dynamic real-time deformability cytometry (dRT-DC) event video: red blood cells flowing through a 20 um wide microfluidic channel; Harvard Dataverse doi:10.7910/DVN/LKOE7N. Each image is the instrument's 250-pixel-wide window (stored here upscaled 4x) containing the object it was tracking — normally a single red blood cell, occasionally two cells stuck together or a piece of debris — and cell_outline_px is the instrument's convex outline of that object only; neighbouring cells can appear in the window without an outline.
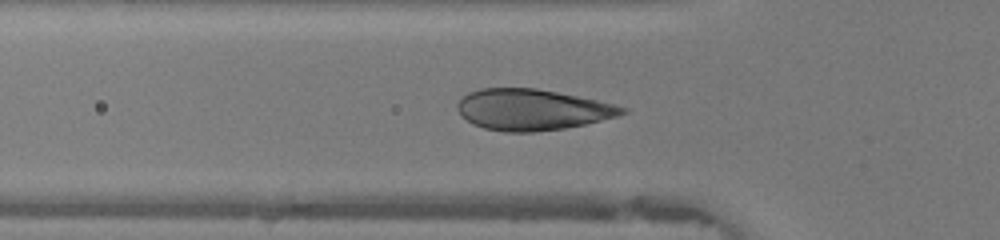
{"species": "human", "species_latin": "Homo sapiens", "temperature_condition": "warm", "stored_images_in_passage": 35, "camera_frame_rate_fps": 3000, "um_per_image_px": 0.085, "donor": {"sex": "female"}, "frame": {"image": 1, "passage_image": 4, "time_ms": 1.0, "image_size_px": [1000, 240], "cell_outline_px": [[628, 112], [620, 116], [584, 124], [564, 128], [536, 132], [504, 132], [484, 128], [472, 124], [460, 116], [456, 108], [456, 104], [468, 92], [480, 88], [536, 88], [596, 100], [628, 108]], "centroid_in_image_um": [45.2, 9.33], "position_along_channel_um": 80.6, "area_um2": 39.48}}
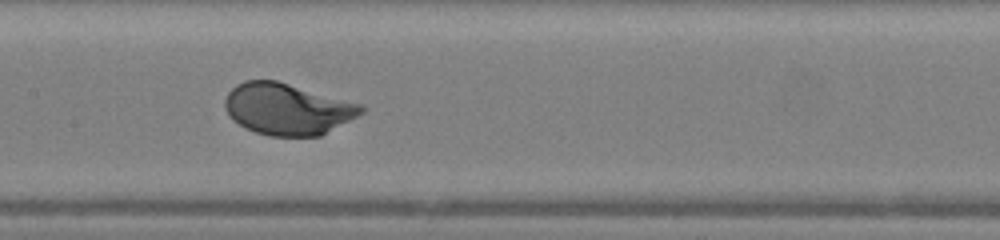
{"frame": {"image": 2, "passage_image": 11, "time_ms": 3.333, "image_size_px": [1000, 240], "cell_outline_px": [[364, 112], [320, 136], [268, 136], [244, 128], [232, 120], [224, 108], [224, 100], [228, 92], [236, 84], [244, 80], [276, 80], [360, 104], [364, 108]], "centroid_in_image_um": [24.37, 9.27], "position_along_channel_um": 183.0, "area_um2": 40.75}}
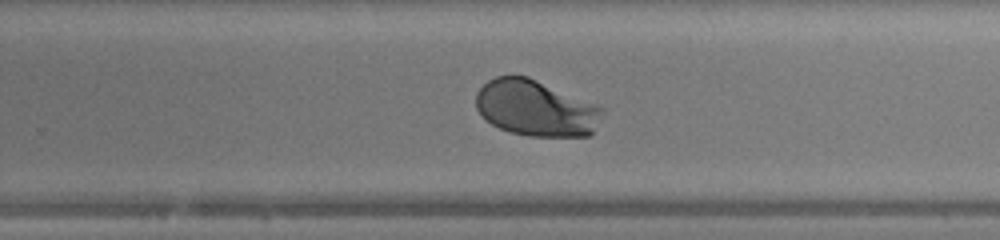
{"frame": {"image": 3, "passage_image": 18, "time_ms": 5.667, "image_size_px": [1000, 240], "cell_outline_px": [[604, 112], [592, 132], [588, 136], [528, 136], [512, 132], [500, 128], [484, 120], [476, 108], [476, 92], [488, 80], [496, 76], [528, 76], [596, 104], [604, 108]], "centroid_in_image_um": [45.52, 9.19], "position_along_channel_um": 284.3, "area_um2": 41.21}, "authors_computed_cell_mechanics": {"area_um2": 41.038, "velocity_mm_per_s": 4.363, "shape_relaxation_time_tau1_ms": 1.6313, "shape_relaxation_time_tau2_ms": null, "deformation_change_tau1": 0.1411, "deformation_change_tau2": null}}